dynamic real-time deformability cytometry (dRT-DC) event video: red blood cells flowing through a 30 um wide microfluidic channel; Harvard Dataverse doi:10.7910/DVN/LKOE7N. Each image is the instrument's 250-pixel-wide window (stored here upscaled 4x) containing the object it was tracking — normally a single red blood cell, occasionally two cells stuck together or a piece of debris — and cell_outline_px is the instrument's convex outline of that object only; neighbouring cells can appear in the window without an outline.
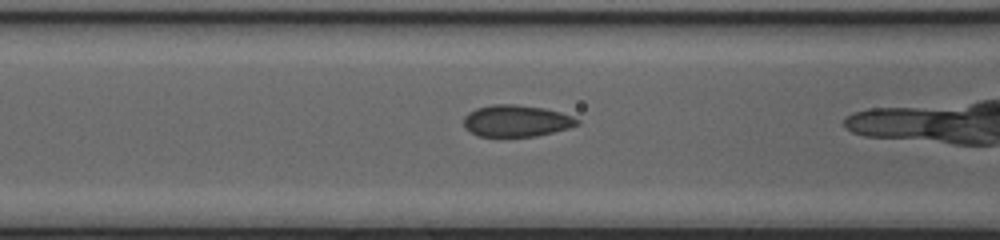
{"species": "common noctule bat (a hibernating species)", "species_latin": "Nyctalus noctula", "temperature_condition": "cold", "stored_images_in_passage": 27, "camera_frame_rate_fps": 3000, "um_per_image_px": 0.085, "animal": {"sex": "female", "body_mass_g": 20.0, "forearm_length_mm": 54.0}, "frame": {"image": 1, "passage_image": 20, "time_ms": 6.333, "image_size_px": [1000, 240], "cell_outline_px": [[580, 124], [568, 128], [536, 136], [480, 136], [464, 128], [464, 116], [468, 112], [476, 108], [492, 104], [516, 104], [544, 108], [560, 112], [572, 116], [580, 120]], "centroid_in_image_um": [43.88, 10.26], "position_along_channel_um": 122.7, "area_um2": 20.92}}
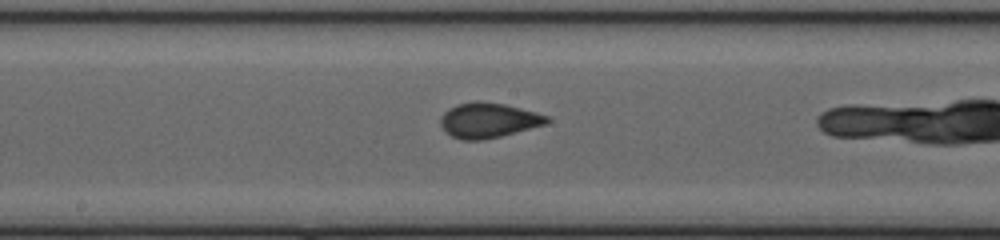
{"frame": {"image": 2, "passage_image": 26, "time_ms": 8.333, "image_size_px": [1000, 240], "cell_outline_px": [[552, 120], [548, 124], [484, 140], [460, 140], [452, 136], [440, 124], [440, 116], [448, 108], [456, 104], [476, 100], [480, 100], [504, 104], [536, 112], [548, 116]], "centroid_in_image_um": [41.52, 10.21], "position_along_channel_um": 206.7, "area_um2": 21.91}}